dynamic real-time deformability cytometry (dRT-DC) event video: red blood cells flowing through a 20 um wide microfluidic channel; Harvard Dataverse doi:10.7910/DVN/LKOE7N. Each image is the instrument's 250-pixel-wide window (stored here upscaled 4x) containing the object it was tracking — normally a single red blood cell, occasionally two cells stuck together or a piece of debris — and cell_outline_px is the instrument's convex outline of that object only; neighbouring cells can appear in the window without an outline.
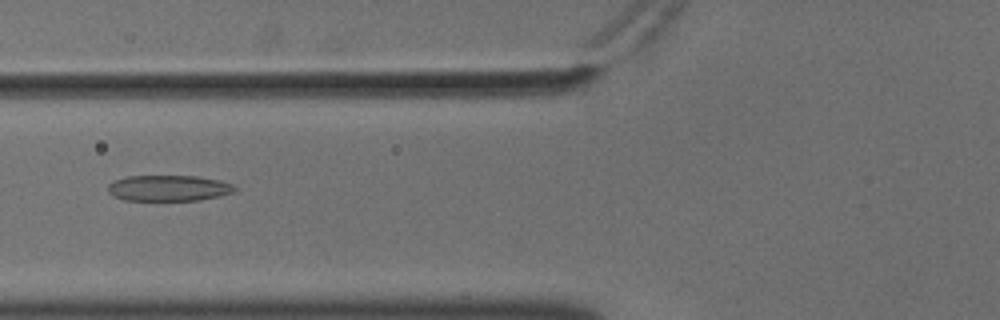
{"species": "common noctule bat (a hibernating species)", "species_latin": "Nyctalus noctula", "temperature_condition": "cold", "stored_images_in_passage": 43, "camera_frame_rate_fps": 3000, "um_per_image_px": 0.085, "animal": {"sex": "male", "body_mass_g": 18.8}, "frame": {"image": 1, "passage_image": 11, "time_ms": 3.333, "image_size_px": [1000, 320], "cell_outline_px": [[236, 192], [220, 196], [200, 200], [124, 200], [112, 196], [108, 192], [108, 184], [112, 180], [128, 176], [200, 176], [220, 180], [232, 184], [236, 188]], "centroid_in_image_um": [14.33, 15.98], "position_along_channel_um": 111.5, "area_um2": 19.36}}
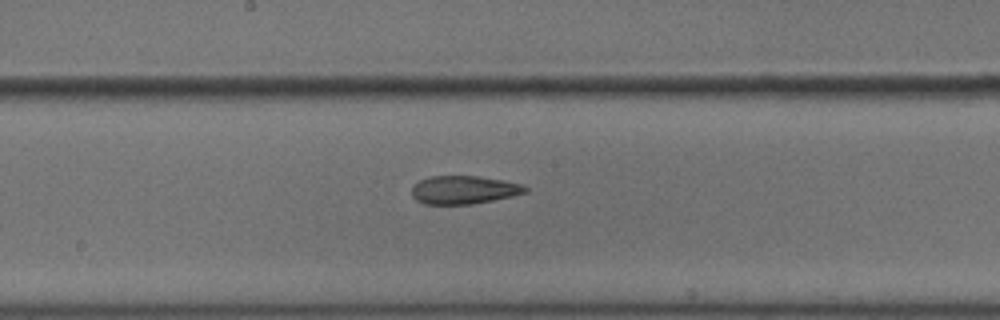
{"frame": {"image": 2, "passage_image": 19, "time_ms": 6.0, "image_size_px": [1000, 320], "cell_outline_px": [[528, 192], [512, 196], [472, 204], [424, 204], [416, 200], [412, 196], [412, 184], [420, 180], [432, 176], [476, 176], [504, 180], [524, 184], [528, 188]], "centroid_in_image_um": [39.43, 16.13], "position_along_channel_um": 208.8, "area_um2": 18.79}}
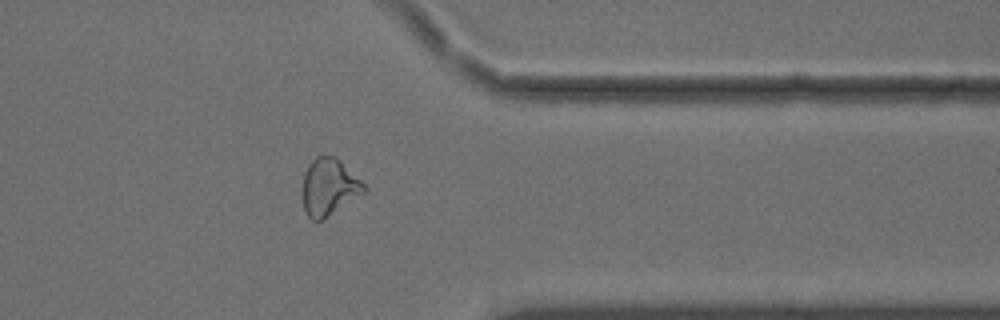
{"frame": {"image": 3, "passage_image": 34, "time_ms": 11.0, "image_size_px": [1000, 320], "cell_outline_px": [[368, 192], [324, 220], [312, 220], [304, 212], [300, 196], [300, 188], [304, 172], [308, 164], [316, 156], [332, 156], [340, 160], [368, 188]], "centroid_in_image_um": [27.94, 15.95], "position_along_channel_um": 383.5, "area_um2": 21.27}}